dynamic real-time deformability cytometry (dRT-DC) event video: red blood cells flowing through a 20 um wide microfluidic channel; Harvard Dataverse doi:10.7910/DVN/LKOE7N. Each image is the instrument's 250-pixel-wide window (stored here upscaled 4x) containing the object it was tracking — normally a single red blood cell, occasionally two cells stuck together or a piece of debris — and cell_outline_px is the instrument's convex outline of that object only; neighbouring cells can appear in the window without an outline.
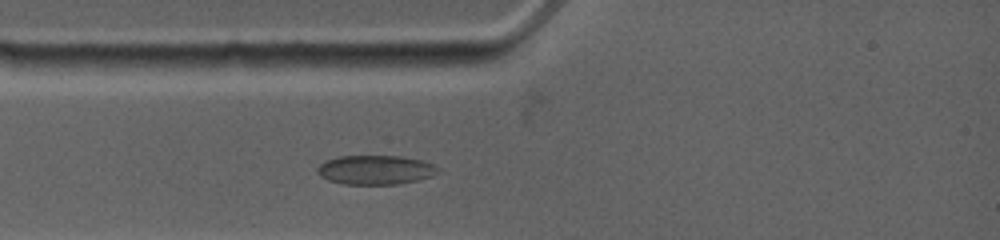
{"species": "common noctule bat (a hibernating species)", "species_latin": "Nyctalus noctula", "temperature_condition": "warm", "stored_images_in_passage": 21, "camera_frame_rate_fps": 4500, "um_per_image_px": 0.085, "animal": {"sex": "female", "body_mass_g": 19.0, "forearm_length_mm": 53.3}, "frame": {"image": 1, "passage_image": 4, "time_ms": 2.222, "image_size_px": [1000, 240], "cell_outline_px": [[440, 172], [432, 176], [416, 180], [396, 184], [344, 184], [328, 180], [320, 176], [316, 172], [316, 168], [324, 160], [336, 156], [400, 156], [420, 160], [432, 164], [440, 168]], "centroid_in_image_um": [31.87, 14.43], "position_along_channel_um": 53.1, "area_um2": 20.63}}
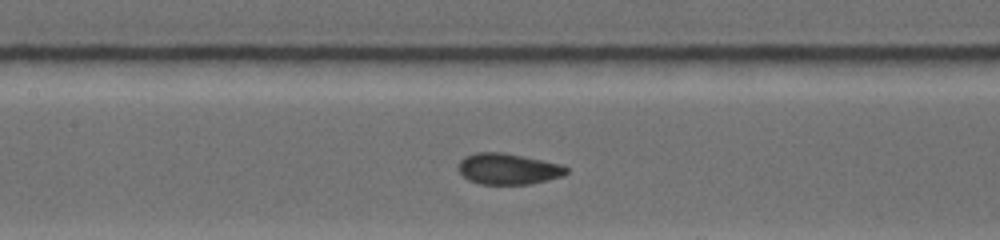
{"frame": {"image": 2, "passage_image": 11, "time_ms": 5.111, "image_size_px": [1000, 240], "cell_outline_px": [[568, 172], [564, 176], [532, 184], [480, 184], [468, 180], [460, 172], [460, 160], [464, 156], [476, 152], [504, 152], [564, 164], [568, 168]], "centroid_in_image_um": [43.25, 14.35], "position_along_channel_um": 164.2, "area_um2": 19.77}}
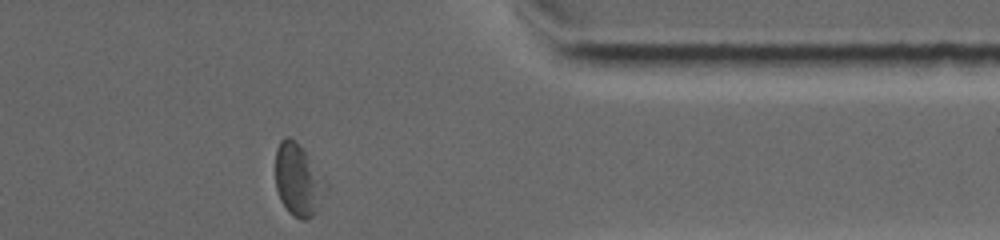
{"frame": {"image": 3, "passage_image": 21, "time_ms": 11.333, "image_size_px": [1000, 240], "cell_outline_px": [[328, 188], [316, 212], [312, 216], [304, 220], [300, 220], [292, 216], [288, 212], [280, 200], [276, 188], [276, 148], [280, 140], [284, 136], [288, 136], [296, 140], [328, 184]], "centroid_in_image_um": [25.34, 15.31], "position_along_channel_um": 386.1, "area_um2": 21.27}, "authors_computed_cell_mechanics": {"area_um2": 19.7676, "velocity_mm_per_s": 3.8233, "shape_relaxation_time_tau1_ms": null, "shape_relaxation_time_tau2_ms": 0.9635, "deformation_change_tau1": null, "deformation_change_tau2": 0.0477}}